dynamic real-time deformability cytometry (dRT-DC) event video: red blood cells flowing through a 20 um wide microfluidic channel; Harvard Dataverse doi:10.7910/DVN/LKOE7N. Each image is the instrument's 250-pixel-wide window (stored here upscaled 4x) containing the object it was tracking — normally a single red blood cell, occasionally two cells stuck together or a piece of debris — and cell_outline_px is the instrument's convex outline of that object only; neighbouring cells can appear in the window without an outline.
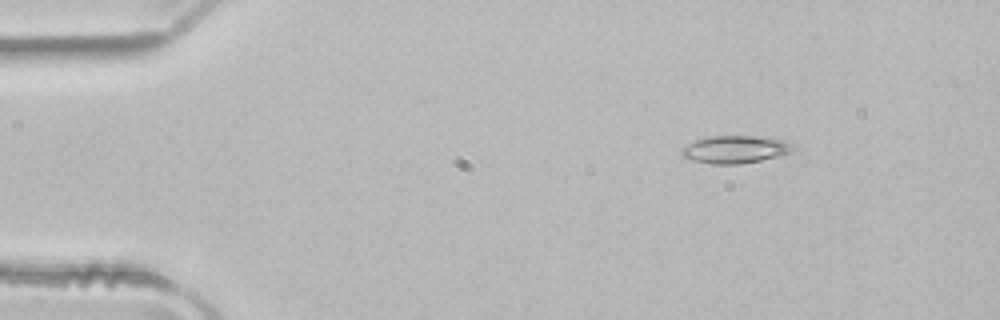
{"species": "common noctule bat (a hibernating species)", "species_latin": "Nyctalus noctula", "temperature_condition": "room temperature", "stored_images_in_passage": 3, "camera_frame_rate_fps": 3000, "um_per_image_px": 0.085, "animal": {"sex": "male", "body_mass_g": 21.5, "forearm_length_mm": 52.0}, "frame": {"image": 1, "passage_image": 1, "time_ms": 0.0, "image_size_px": [1000, 320], "cell_outline_px": [[796, 148], [780, 156], [740, 164], [712, 164], [692, 160], [680, 156], [680, 148], [696, 140], [708, 136], [756, 136], [788, 140], [796, 144]], "centroid_in_image_um": [62.51, 12.69], "position_along_channel_um": 22.5, "area_um2": 18.21}}
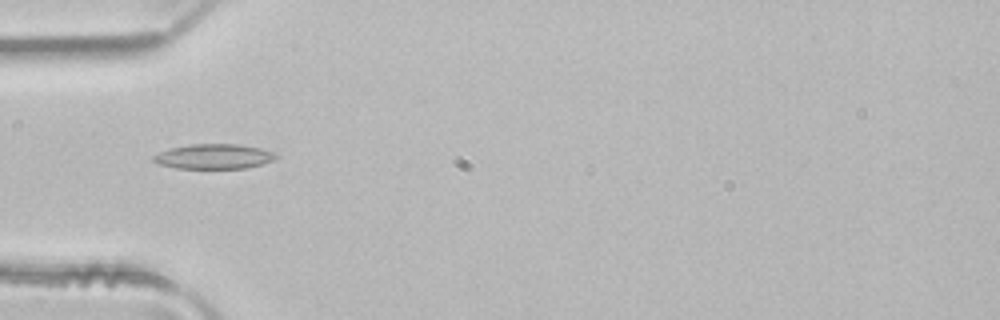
{"frame": {"image": 2, "passage_image": 3, "time_ms": 0.667, "image_size_px": [1000, 320], "cell_outline_px": [[280, 156], [264, 164], [248, 168], [176, 168], [156, 164], [152, 160], [152, 156], [168, 148], [188, 144], [240, 144], [260, 148], [272, 152]], "centroid_in_image_um": [18.15, 13.3], "position_along_channel_um": 66.8, "area_um2": 17.98}}